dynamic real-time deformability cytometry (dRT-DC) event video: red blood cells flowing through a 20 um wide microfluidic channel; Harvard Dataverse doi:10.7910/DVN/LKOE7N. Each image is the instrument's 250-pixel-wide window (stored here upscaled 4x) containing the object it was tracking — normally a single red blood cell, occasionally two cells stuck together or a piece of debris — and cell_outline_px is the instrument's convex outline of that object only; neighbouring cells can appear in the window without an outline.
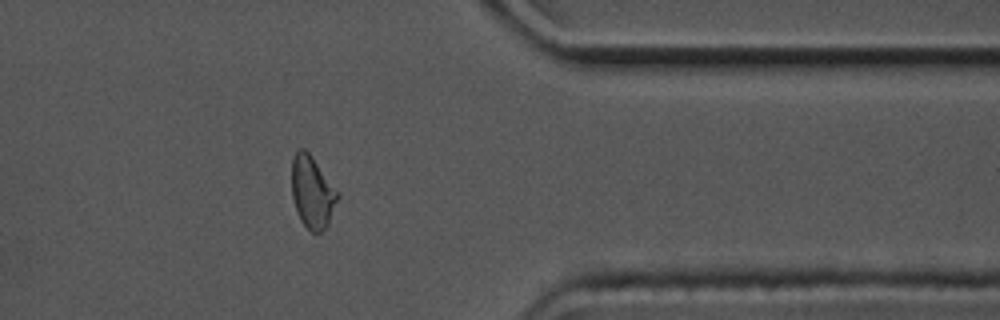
{"species": "common noctule bat (a hibernating species)", "species_latin": "Nyctalus noctula", "temperature_condition": "cold", "stored_images_in_passage": 44, "camera_frame_rate_fps": 3000, "um_per_image_px": 0.085, "animal": {"sex": "male", "body_mass_g": 17.5, "forearm_length_mm": 52.3}, "frame": {"image": 1, "passage_image": 33, "time_ms": 10.667, "image_size_px": [1000, 320], "cell_outline_px": [[340, 196], [328, 224], [320, 232], [312, 232], [300, 220], [296, 212], [292, 196], [292, 156], [300, 148], [304, 148], [312, 156], [340, 192]], "centroid_in_image_um": [26.56, 16.31], "position_along_channel_um": 384.8, "area_um2": 19.48}}